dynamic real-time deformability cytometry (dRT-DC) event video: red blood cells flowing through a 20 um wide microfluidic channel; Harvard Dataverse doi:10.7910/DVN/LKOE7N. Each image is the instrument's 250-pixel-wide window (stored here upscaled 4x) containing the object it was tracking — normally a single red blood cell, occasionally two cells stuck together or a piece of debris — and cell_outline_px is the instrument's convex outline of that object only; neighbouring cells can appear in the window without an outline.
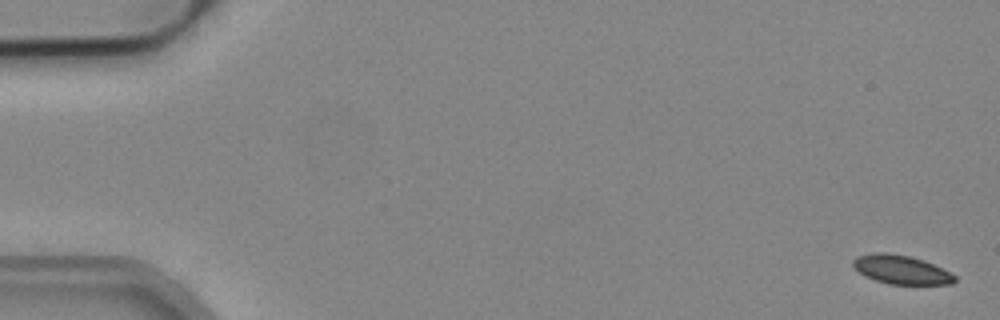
{"species": "common noctule bat (a hibernating species)", "species_latin": "Nyctalus noctula", "temperature_condition": "cold", "stored_images_in_passage": 6, "camera_frame_rate_fps": 3000, "um_per_image_px": 0.085, "animal": {"sex": "male", "body_mass_g": 19.2, "forearm_length_mm": 51.8}, "frame": {"image": 1, "passage_image": 1, "time_ms": 0.0, "image_size_px": [1000, 320], "cell_outline_px": [[956, 280], [952, 284], [888, 284], [864, 276], [852, 268], [852, 260], [856, 256], [872, 252], [884, 252], [908, 256], [924, 260], [956, 276]], "centroid_in_image_um": [76.52, 22.91], "position_along_channel_um": 8.5, "area_um2": 17.11}}
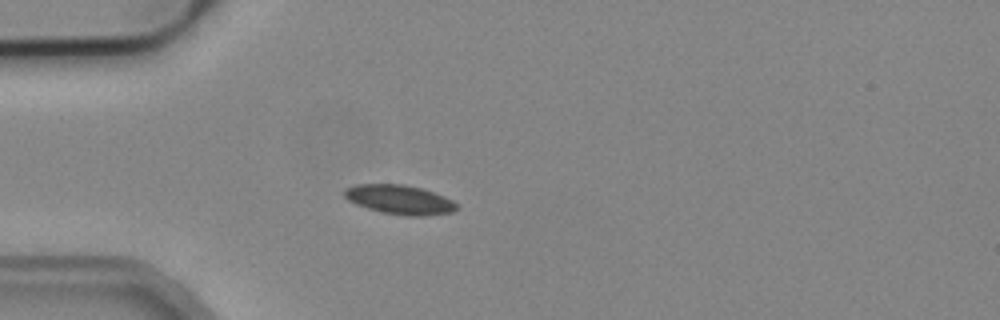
{"frame": {"image": 2, "passage_image": 5, "time_ms": 1.333, "image_size_px": [1000, 320], "cell_outline_px": [[456, 208], [452, 212], [424, 216], [408, 216], [384, 212], [368, 208], [356, 204], [348, 200], [344, 196], [344, 188], [356, 184], [404, 184], [420, 188], [444, 196], [452, 200], [456, 204]], "centroid_in_image_um": [33.93, 16.96], "position_along_channel_um": 51.1, "area_um2": 18.96}}